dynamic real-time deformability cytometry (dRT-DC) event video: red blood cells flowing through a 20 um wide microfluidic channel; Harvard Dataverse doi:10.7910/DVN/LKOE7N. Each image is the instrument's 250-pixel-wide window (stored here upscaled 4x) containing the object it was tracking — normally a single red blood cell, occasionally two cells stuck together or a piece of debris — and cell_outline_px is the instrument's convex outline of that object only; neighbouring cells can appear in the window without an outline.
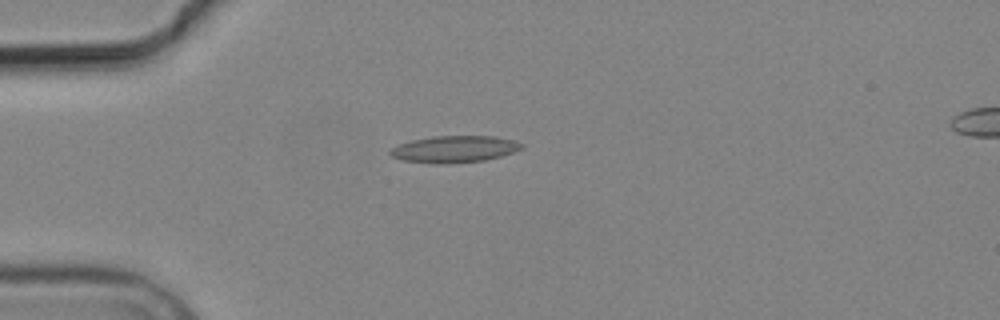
{"species": "common noctule bat (a hibernating species)", "species_latin": "Nyctalus noctula", "temperature_condition": "cold", "stored_images_in_passage": 3, "camera_frame_rate_fps": 3000, "um_per_image_px": 0.085, "animal": {"sex": "male", "body_mass_g": 19.2, "forearm_length_mm": 51.8}, "frame": {"image": 1, "passage_image": 3, "time_ms": 3.333, "image_size_px": [1000, 320], "cell_outline_px": [[524, 148], [500, 156], [484, 160], [444, 164], [440, 164], [400, 160], [392, 156], [388, 152], [392, 148], [400, 144], [412, 140], [432, 136], [496, 136], [512, 140], [524, 144]], "centroid_in_image_um": [38.62, 12.67], "position_along_channel_um": 46.4, "area_um2": 20.4}}